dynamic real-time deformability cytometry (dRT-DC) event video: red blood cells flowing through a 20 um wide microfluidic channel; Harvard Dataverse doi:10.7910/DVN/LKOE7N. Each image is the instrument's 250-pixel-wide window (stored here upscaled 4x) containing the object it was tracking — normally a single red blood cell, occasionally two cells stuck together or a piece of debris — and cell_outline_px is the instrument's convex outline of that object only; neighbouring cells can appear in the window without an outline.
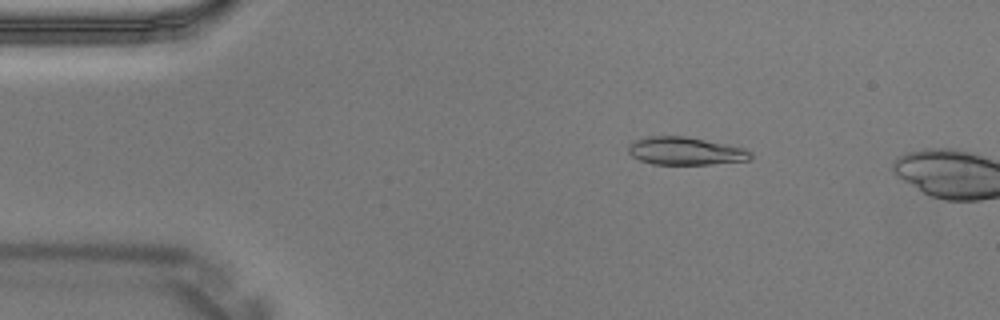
{"species": "Egyptian fruit bat (a non-hibernating species)", "species_latin": "Rousettus aegyptiacus", "temperature_condition": "warm", "stored_images_in_passage": 3, "camera_frame_rate_fps": 3000, "um_per_image_px": 0.085, "animal": {"sex": "male"}, "frame": {"image": 1, "passage_image": 2, "time_ms": 0.333, "image_size_px": [1000, 320], "cell_outline_px": [[752, 156], [748, 160], [708, 164], [652, 164], [640, 160], [632, 156], [628, 152], [628, 144], [636, 140], [648, 136], [684, 136], [744, 148], [752, 152]], "centroid_in_image_um": [58.22, 12.84], "position_along_channel_um": 26.8, "area_um2": 19.59}}